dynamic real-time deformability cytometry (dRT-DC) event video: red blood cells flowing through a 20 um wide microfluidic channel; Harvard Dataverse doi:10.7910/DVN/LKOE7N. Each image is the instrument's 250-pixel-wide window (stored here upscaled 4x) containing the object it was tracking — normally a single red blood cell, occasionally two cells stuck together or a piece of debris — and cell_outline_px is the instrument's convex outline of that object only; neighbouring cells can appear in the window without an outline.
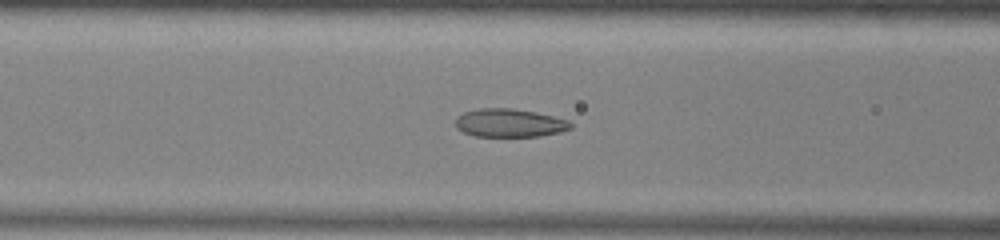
{"species": "common noctule bat (a hibernating species)", "species_latin": "Nyctalus noctula", "temperature_condition": "warm", "stored_images_in_passage": 50, "camera_frame_rate_fps": 3000, "um_per_image_px": 0.085, "animal": {"sex": "male", "body_mass_g": 13.0, "forearm_length_mm": 53.1}, "frame": {"image": 1, "passage_image": 19, "time_ms": 6.0, "image_size_px": [1000, 240], "cell_outline_px": [[572, 128], [560, 132], [540, 136], [472, 136], [456, 128], [456, 120], [464, 112], [480, 108], [512, 108], [536, 112], [568, 120], [572, 124]], "centroid_in_image_um": [43.32, 10.45], "position_along_channel_um": 123.3, "area_um2": 18.9}}
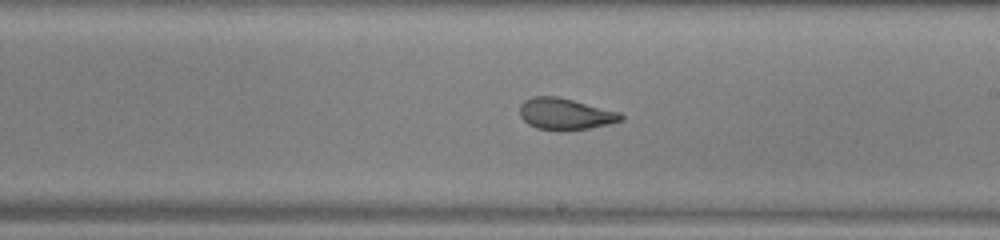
{"frame": {"image": 2, "passage_image": 28, "time_ms": 9.0, "image_size_px": [1000, 240], "cell_outline_px": [[624, 120], [608, 124], [588, 128], [560, 132], [536, 128], [528, 124], [520, 116], [520, 104], [524, 100], [532, 96], [556, 96], [620, 112], [624, 116]], "centroid_in_image_um": [48.03, 9.7], "position_along_channel_um": 241.0, "area_um2": 18.73}}
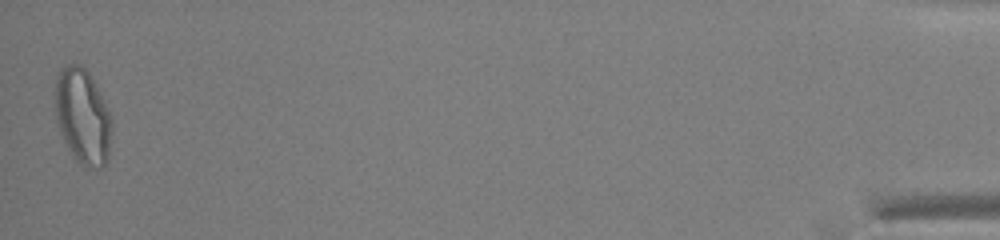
{"frame": {"image": 3, "passage_image": 50, "time_ms": 16.333, "image_size_px": [1000, 240], "cell_outline_px": [[112, 128], [108, 160], [104, 168], [88, 168], [80, 164], [72, 156], [60, 132], [56, 120], [56, 76], [60, 68], [68, 64], [80, 64], [88, 72], [108, 108], [112, 116]], "centroid_in_image_um": [7.05, 9.93], "position_along_channel_um": 428.2, "area_um2": 31.67}, "authors_computed_cell_mechanics": {"area_um2": 21.4438, "velocity_mm_per_s": 3.9241, "shape_relaxation_time_tau1_ms": null, "shape_relaxation_time_tau2_ms": 2.0676, "deformation_change_tau1": null, "deformation_change_tau2": 0.0825}}